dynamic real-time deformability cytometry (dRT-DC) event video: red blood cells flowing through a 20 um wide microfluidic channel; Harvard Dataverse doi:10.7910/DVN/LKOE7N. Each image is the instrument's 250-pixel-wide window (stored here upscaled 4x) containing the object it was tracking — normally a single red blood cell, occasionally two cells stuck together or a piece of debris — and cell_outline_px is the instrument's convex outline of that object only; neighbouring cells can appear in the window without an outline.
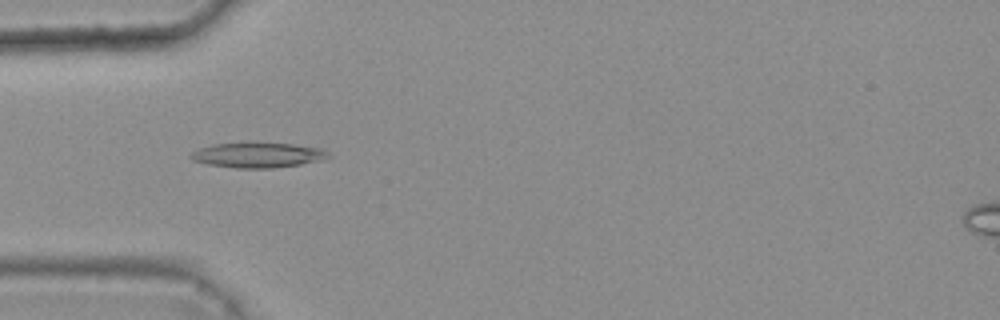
{"species": "common noctule bat (a hibernating species)", "species_latin": "Nyctalus noctula", "temperature_condition": "warm", "stored_images_in_passage": 6, "camera_frame_rate_fps": 3000, "um_per_image_px": 0.085, "animal": {"sex": "female", "body_mass_g": 25.1}, "frame": {"image": 1, "passage_image": 4, "time_ms": 1.0, "image_size_px": [1000, 320], "cell_outline_px": [[328, 156], [324, 160], [300, 164], [272, 168], [236, 168], [208, 164], [192, 160], [188, 156], [192, 152], [200, 148], [212, 144], [292, 144], [320, 148]], "centroid_in_image_um": [21.86, 13.2], "position_along_channel_um": 63.1, "area_um2": 19.48}}
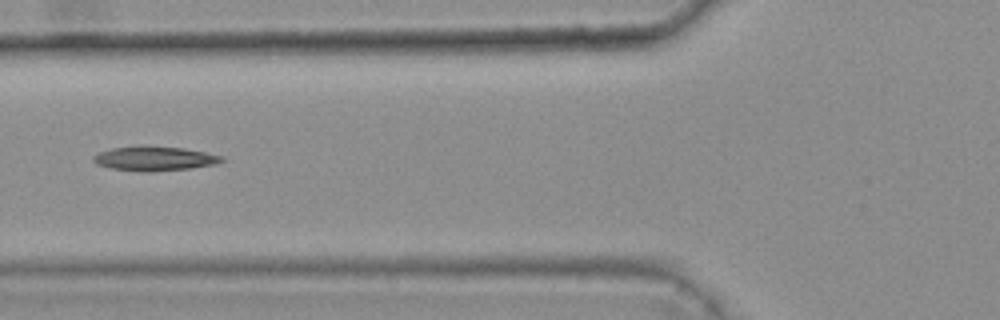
{"frame": {"image": 2, "passage_image": 5, "time_ms": 1.333, "image_size_px": [1000, 320], "cell_outline_px": [[224, 160], [216, 164], [188, 168], [148, 172], [112, 168], [96, 164], [92, 160], [92, 156], [100, 152], [112, 148], [184, 148], [224, 156]], "centroid_in_image_um": [13.15, 13.51], "position_along_channel_um": 112.6, "area_um2": 17.34}}
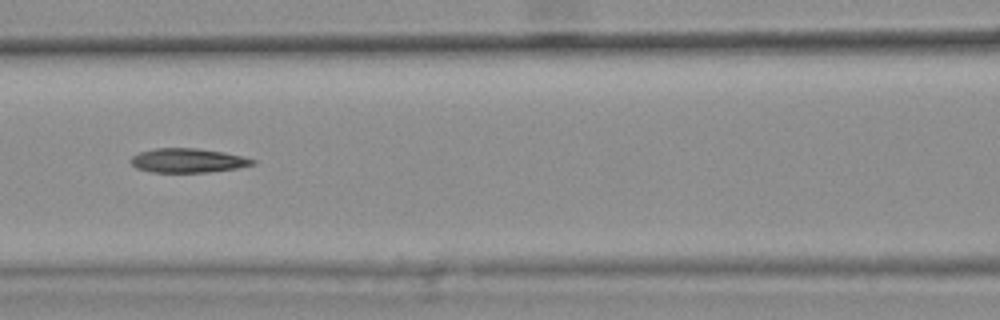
{"frame": {"image": 3, "passage_image": 6, "time_ms": 1.667, "image_size_px": [1000, 320], "cell_outline_px": [[256, 164], [236, 168], [208, 172], [152, 172], [136, 168], [128, 160], [132, 156], [140, 152], [156, 148], [196, 148], [224, 152], [256, 160]], "centroid_in_image_um": [15.94, 13.64], "position_along_channel_um": 150.7, "area_um2": 17.11}}